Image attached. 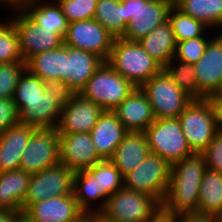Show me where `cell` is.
I'll return each instance as SVG.
<instances>
[{
	"instance_id": "cell-1",
	"label": "cell",
	"mask_w": 222,
	"mask_h": 222,
	"mask_svg": "<svg viewBox=\"0 0 222 222\" xmlns=\"http://www.w3.org/2000/svg\"><path fill=\"white\" fill-rule=\"evenodd\" d=\"M207 170L202 153H193L171 166L170 184L162 205L179 214H196L201 180Z\"/></svg>"
},
{
	"instance_id": "cell-2",
	"label": "cell",
	"mask_w": 222,
	"mask_h": 222,
	"mask_svg": "<svg viewBox=\"0 0 222 222\" xmlns=\"http://www.w3.org/2000/svg\"><path fill=\"white\" fill-rule=\"evenodd\" d=\"M76 92L63 81L45 82V90L32 101H14L19 123L36 128H56L62 109Z\"/></svg>"
},
{
	"instance_id": "cell-3",
	"label": "cell",
	"mask_w": 222,
	"mask_h": 222,
	"mask_svg": "<svg viewBox=\"0 0 222 222\" xmlns=\"http://www.w3.org/2000/svg\"><path fill=\"white\" fill-rule=\"evenodd\" d=\"M106 62L137 88L163 70L138 41H128L122 37L115 38Z\"/></svg>"
},
{
	"instance_id": "cell-4",
	"label": "cell",
	"mask_w": 222,
	"mask_h": 222,
	"mask_svg": "<svg viewBox=\"0 0 222 222\" xmlns=\"http://www.w3.org/2000/svg\"><path fill=\"white\" fill-rule=\"evenodd\" d=\"M137 87L103 62L79 94L103 110H115Z\"/></svg>"
},
{
	"instance_id": "cell-5",
	"label": "cell",
	"mask_w": 222,
	"mask_h": 222,
	"mask_svg": "<svg viewBox=\"0 0 222 222\" xmlns=\"http://www.w3.org/2000/svg\"><path fill=\"white\" fill-rule=\"evenodd\" d=\"M140 89L148 98L155 119L178 118L193 100L164 70L152 76Z\"/></svg>"
},
{
	"instance_id": "cell-6",
	"label": "cell",
	"mask_w": 222,
	"mask_h": 222,
	"mask_svg": "<svg viewBox=\"0 0 222 222\" xmlns=\"http://www.w3.org/2000/svg\"><path fill=\"white\" fill-rule=\"evenodd\" d=\"M150 152L170 166L193 154L178 118L155 119L144 131Z\"/></svg>"
},
{
	"instance_id": "cell-7",
	"label": "cell",
	"mask_w": 222,
	"mask_h": 222,
	"mask_svg": "<svg viewBox=\"0 0 222 222\" xmlns=\"http://www.w3.org/2000/svg\"><path fill=\"white\" fill-rule=\"evenodd\" d=\"M178 119L192 152L203 153L218 132L209 100H192Z\"/></svg>"
},
{
	"instance_id": "cell-8",
	"label": "cell",
	"mask_w": 222,
	"mask_h": 222,
	"mask_svg": "<svg viewBox=\"0 0 222 222\" xmlns=\"http://www.w3.org/2000/svg\"><path fill=\"white\" fill-rule=\"evenodd\" d=\"M127 29L123 39L139 41L168 20L173 6L166 0H123Z\"/></svg>"
},
{
	"instance_id": "cell-9",
	"label": "cell",
	"mask_w": 222,
	"mask_h": 222,
	"mask_svg": "<svg viewBox=\"0 0 222 222\" xmlns=\"http://www.w3.org/2000/svg\"><path fill=\"white\" fill-rule=\"evenodd\" d=\"M160 205L151 195L123 186L108 198L100 215L110 222H147Z\"/></svg>"
},
{
	"instance_id": "cell-10",
	"label": "cell",
	"mask_w": 222,
	"mask_h": 222,
	"mask_svg": "<svg viewBox=\"0 0 222 222\" xmlns=\"http://www.w3.org/2000/svg\"><path fill=\"white\" fill-rule=\"evenodd\" d=\"M171 166L150 153L133 171L123 177L124 187L151 195L162 204L170 184Z\"/></svg>"
},
{
	"instance_id": "cell-11",
	"label": "cell",
	"mask_w": 222,
	"mask_h": 222,
	"mask_svg": "<svg viewBox=\"0 0 222 222\" xmlns=\"http://www.w3.org/2000/svg\"><path fill=\"white\" fill-rule=\"evenodd\" d=\"M74 172L59 162L45 170L31 174L22 213L32 204L50 197H61L73 193Z\"/></svg>"
},
{
	"instance_id": "cell-12",
	"label": "cell",
	"mask_w": 222,
	"mask_h": 222,
	"mask_svg": "<svg viewBox=\"0 0 222 222\" xmlns=\"http://www.w3.org/2000/svg\"><path fill=\"white\" fill-rule=\"evenodd\" d=\"M60 162L57 128H38L31 136L21 159L20 169L34 174Z\"/></svg>"
},
{
	"instance_id": "cell-13",
	"label": "cell",
	"mask_w": 222,
	"mask_h": 222,
	"mask_svg": "<svg viewBox=\"0 0 222 222\" xmlns=\"http://www.w3.org/2000/svg\"><path fill=\"white\" fill-rule=\"evenodd\" d=\"M115 37L95 19L68 23L64 45L88 51L107 61Z\"/></svg>"
},
{
	"instance_id": "cell-14",
	"label": "cell",
	"mask_w": 222,
	"mask_h": 222,
	"mask_svg": "<svg viewBox=\"0 0 222 222\" xmlns=\"http://www.w3.org/2000/svg\"><path fill=\"white\" fill-rule=\"evenodd\" d=\"M10 22L17 31L23 61L64 44V39L54 32L40 30L39 26L24 12L13 11Z\"/></svg>"
},
{
	"instance_id": "cell-15",
	"label": "cell",
	"mask_w": 222,
	"mask_h": 222,
	"mask_svg": "<svg viewBox=\"0 0 222 222\" xmlns=\"http://www.w3.org/2000/svg\"><path fill=\"white\" fill-rule=\"evenodd\" d=\"M88 217L79 207L73 193L32 203L23 212L24 222L85 221Z\"/></svg>"
},
{
	"instance_id": "cell-16",
	"label": "cell",
	"mask_w": 222,
	"mask_h": 222,
	"mask_svg": "<svg viewBox=\"0 0 222 222\" xmlns=\"http://www.w3.org/2000/svg\"><path fill=\"white\" fill-rule=\"evenodd\" d=\"M210 37L203 55L193 64L199 91L206 98L214 95L222 83V32Z\"/></svg>"
},
{
	"instance_id": "cell-17",
	"label": "cell",
	"mask_w": 222,
	"mask_h": 222,
	"mask_svg": "<svg viewBox=\"0 0 222 222\" xmlns=\"http://www.w3.org/2000/svg\"><path fill=\"white\" fill-rule=\"evenodd\" d=\"M60 162L73 172L88 169L104 160L97 152L90 133L59 134Z\"/></svg>"
},
{
	"instance_id": "cell-18",
	"label": "cell",
	"mask_w": 222,
	"mask_h": 222,
	"mask_svg": "<svg viewBox=\"0 0 222 222\" xmlns=\"http://www.w3.org/2000/svg\"><path fill=\"white\" fill-rule=\"evenodd\" d=\"M104 110L76 93L62 109L57 125L58 134L90 133Z\"/></svg>"
},
{
	"instance_id": "cell-19",
	"label": "cell",
	"mask_w": 222,
	"mask_h": 222,
	"mask_svg": "<svg viewBox=\"0 0 222 222\" xmlns=\"http://www.w3.org/2000/svg\"><path fill=\"white\" fill-rule=\"evenodd\" d=\"M37 129L19 123L0 134V172L20 169L22 154Z\"/></svg>"
},
{
	"instance_id": "cell-20",
	"label": "cell",
	"mask_w": 222,
	"mask_h": 222,
	"mask_svg": "<svg viewBox=\"0 0 222 222\" xmlns=\"http://www.w3.org/2000/svg\"><path fill=\"white\" fill-rule=\"evenodd\" d=\"M113 111L128 132H144L155 120L149 100L140 88Z\"/></svg>"
},
{
	"instance_id": "cell-21",
	"label": "cell",
	"mask_w": 222,
	"mask_h": 222,
	"mask_svg": "<svg viewBox=\"0 0 222 222\" xmlns=\"http://www.w3.org/2000/svg\"><path fill=\"white\" fill-rule=\"evenodd\" d=\"M128 131L118 120L114 111L104 110L90 131L91 138L98 154L103 159H110L116 147Z\"/></svg>"
},
{
	"instance_id": "cell-22",
	"label": "cell",
	"mask_w": 222,
	"mask_h": 222,
	"mask_svg": "<svg viewBox=\"0 0 222 222\" xmlns=\"http://www.w3.org/2000/svg\"><path fill=\"white\" fill-rule=\"evenodd\" d=\"M144 132H128L109 159L124 177L150 154Z\"/></svg>"
},
{
	"instance_id": "cell-23",
	"label": "cell",
	"mask_w": 222,
	"mask_h": 222,
	"mask_svg": "<svg viewBox=\"0 0 222 222\" xmlns=\"http://www.w3.org/2000/svg\"><path fill=\"white\" fill-rule=\"evenodd\" d=\"M67 45L47 50L30 57L26 61V69L42 81H62L67 76Z\"/></svg>"
},
{
	"instance_id": "cell-24",
	"label": "cell",
	"mask_w": 222,
	"mask_h": 222,
	"mask_svg": "<svg viewBox=\"0 0 222 222\" xmlns=\"http://www.w3.org/2000/svg\"><path fill=\"white\" fill-rule=\"evenodd\" d=\"M67 76L62 81L67 83L76 93L85 86L88 79L104 62L94 53L67 46Z\"/></svg>"
},
{
	"instance_id": "cell-25",
	"label": "cell",
	"mask_w": 222,
	"mask_h": 222,
	"mask_svg": "<svg viewBox=\"0 0 222 222\" xmlns=\"http://www.w3.org/2000/svg\"><path fill=\"white\" fill-rule=\"evenodd\" d=\"M30 178L22 169L0 172V210L22 213Z\"/></svg>"
},
{
	"instance_id": "cell-26",
	"label": "cell",
	"mask_w": 222,
	"mask_h": 222,
	"mask_svg": "<svg viewBox=\"0 0 222 222\" xmlns=\"http://www.w3.org/2000/svg\"><path fill=\"white\" fill-rule=\"evenodd\" d=\"M73 194L81 210L88 216L100 214L105 209L107 202L99 195L98 182L88 169L74 172ZM95 201L100 203L96 206Z\"/></svg>"
},
{
	"instance_id": "cell-27",
	"label": "cell",
	"mask_w": 222,
	"mask_h": 222,
	"mask_svg": "<svg viewBox=\"0 0 222 222\" xmlns=\"http://www.w3.org/2000/svg\"><path fill=\"white\" fill-rule=\"evenodd\" d=\"M138 42L163 68L175 56L177 43L169 20L157 26Z\"/></svg>"
},
{
	"instance_id": "cell-28",
	"label": "cell",
	"mask_w": 222,
	"mask_h": 222,
	"mask_svg": "<svg viewBox=\"0 0 222 222\" xmlns=\"http://www.w3.org/2000/svg\"><path fill=\"white\" fill-rule=\"evenodd\" d=\"M23 11L39 26L40 30L54 32L64 39L68 21L56 0H35Z\"/></svg>"
},
{
	"instance_id": "cell-29",
	"label": "cell",
	"mask_w": 222,
	"mask_h": 222,
	"mask_svg": "<svg viewBox=\"0 0 222 222\" xmlns=\"http://www.w3.org/2000/svg\"><path fill=\"white\" fill-rule=\"evenodd\" d=\"M196 214L222 218V174L207 169L201 180Z\"/></svg>"
},
{
	"instance_id": "cell-30",
	"label": "cell",
	"mask_w": 222,
	"mask_h": 222,
	"mask_svg": "<svg viewBox=\"0 0 222 222\" xmlns=\"http://www.w3.org/2000/svg\"><path fill=\"white\" fill-rule=\"evenodd\" d=\"M175 6L209 29L222 32V0H180Z\"/></svg>"
},
{
	"instance_id": "cell-31",
	"label": "cell",
	"mask_w": 222,
	"mask_h": 222,
	"mask_svg": "<svg viewBox=\"0 0 222 222\" xmlns=\"http://www.w3.org/2000/svg\"><path fill=\"white\" fill-rule=\"evenodd\" d=\"M94 19L115 38L122 37L127 29L124 1L98 0Z\"/></svg>"
},
{
	"instance_id": "cell-32",
	"label": "cell",
	"mask_w": 222,
	"mask_h": 222,
	"mask_svg": "<svg viewBox=\"0 0 222 222\" xmlns=\"http://www.w3.org/2000/svg\"><path fill=\"white\" fill-rule=\"evenodd\" d=\"M163 70L193 100L207 99L199 91L193 64L181 62L173 57Z\"/></svg>"
},
{
	"instance_id": "cell-33",
	"label": "cell",
	"mask_w": 222,
	"mask_h": 222,
	"mask_svg": "<svg viewBox=\"0 0 222 222\" xmlns=\"http://www.w3.org/2000/svg\"><path fill=\"white\" fill-rule=\"evenodd\" d=\"M168 20L171 23L176 42L202 37L205 32H211L202 22L183 13L175 5L169 11Z\"/></svg>"
},
{
	"instance_id": "cell-34",
	"label": "cell",
	"mask_w": 222,
	"mask_h": 222,
	"mask_svg": "<svg viewBox=\"0 0 222 222\" xmlns=\"http://www.w3.org/2000/svg\"><path fill=\"white\" fill-rule=\"evenodd\" d=\"M88 170L95 176L99 185V195L106 202L111 195L124 186L123 176L109 159L98 162Z\"/></svg>"
},
{
	"instance_id": "cell-35",
	"label": "cell",
	"mask_w": 222,
	"mask_h": 222,
	"mask_svg": "<svg viewBox=\"0 0 222 222\" xmlns=\"http://www.w3.org/2000/svg\"><path fill=\"white\" fill-rule=\"evenodd\" d=\"M24 62L20 47L19 38L13 24L9 22L0 31V64Z\"/></svg>"
},
{
	"instance_id": "cell-36",
	"label": "cell",
	"mask_w": 222,
	"mask_h": 222,
	"mask_svg": "<svg viewBox=\"0 0 222 222\" xmlns=\"http://www.w3.org/2000/svg\"><path fill=\"white\" fill-rule=\"evenodd\" d=\"M68 23L94 19L98 0H56Z\"/></svg>"
},
{
	"instance_id": "cell-37",
	"label": "cell",
	"mask_w": 222,
	"mask_h": 222,
	"mask_svg": "<svg viewBox=\"0 0 222 222\" xmlns=\"http://www.w3.org/2000/svg\"><path fill=\"white\" fill-rule=\"evenodd\" d=\"M26 69V62L0 64V99H12L18 79Z\"/></svg>"
},
{
	"instance_id": "cell-38",
	"label": "cell",
	"mask_w": 222,
	"mask_h": 222,
	"mask_svg": "<svg viewBox=\"0 0 222 222\" xmlns=\"http://www.w3.org/2000/svg\"><path fill=\"white\" fill-rule=\"evenodd\" d=\"M44 90L45 82L25 69L18 79L12 99L13 101H32Z\"/></svg>"
},
{
	"instance_id": "cell-39",
	"label": "cell",
	"mask_w": 222,
	"mask_h": 222,
	"mask_svg": "<svg viewBox=\"0 0 222 222\" xmlns=\"http://www.w3.org/2000/svg\"><path fill=\"white\" fill-rule=\"evenodd\" d=\"M207 34V35H206ZM206 32L202 37H197L181 42H176L174 58L185 63L195 64L203 55L205 48L211 39Z\"/></svg>"
},
{
	"instance_id": "cell-40",
	"label": "cell",
	"mask_w": 222,
	"mask_h": 222,
	"mask_svg": "<svg viewBox=\"0 0 222 222\" xmlns=\"http://www.w3.org/2000/svg\"><path fill=\"white\" fill-rule=\"evenodd\" d=\"M202 154L204 155L207 169L222 174V132L218 131L216 133Z\"/></svg>"
},
{
	"instance_id": "cell-41",
	"label": "cell",
	"mask_w": 222,
	"mask_h": 222,
	"mask_svg": "<svg viewBox=\"0 0 222 222\" xmlns=\"http://www.w3.org/2000/svg\"><path fill=\"white\" fill-rule=\"evenodd\" d=\"M19 124V112L13 99H0V134Z\"/></svg>"
},
{
	"instance_id": "cell-42",
	"label": "cell",
	"mask_w": 222,
	"mask_h": 222,
	"mask_svg": "<svg viewBox=\"0 0 222 222\" xmlns=\"http://www.w3.org/2000/svg\"><path fill=\"white\" fill-rule=\"evenodd\" d=\"M181 214L169 211L162 204L152 213L147 222H177Z\"/></svg>"
},
{
	"instance_id": "cell-43",
	"label": "cell",
	"mask_w": 222,
	"mask_h": 222,
	"mask_svg": "<svg viewBox=\"0 0 222 222\" xmlns=\"http://www.w3.org/2000/svg\"><path fill=\"white\" fill-rule=\"evenodd\" d=\"M177 222H220L219 218L192 214H181Z\"/></svg>"
},
{
	"instance_id": "cell-44",
	"label": "cell",
	"mask_w": 222,
	"mask_h": 222,
	"mask_svg": "<svg viewBox=\"0 0 222 222\" xmlns=\"http://www.w3.org/2000/svg\"><path fill=\"white\" fill-rule=\"evenodd\" d=\"M35 0H0V4L9 8L10 11H23ZM11 8V9H10Z\"/></svg>"
},
{
	"instance_id": "cell-45",
	"label": "cell",
	"mask_w": 222,
	"mask_h": 222,
	"mask_svg": "<svg viewBox=\"0 0 222 222\" xmlns=\"http://www.w3.org/2000/svg\"><path fill=\"white\" fill-rule=\"evenodd\" d=\"M212 105L218 131L222 132V99H208Z\"/></svg>"
},
{
	"instance_id": "cell-46",
	"label": "cell",
	"mask_w": 222,
	"mask_h": 222,
	"mask_svg": "<svg viewBox=\"0 0 222 222\" xmlns=\"http://www.w3.org/2000/svg\"><path fill=\"white\" fill-rule=\"evenodd\" d=\"M0 222H24L23 213L10 210H0Z\"/></svg>"
},
{
	"instance_id": "cell-47",
	"label": "cell",
	"mask_w": 222,
	"mask_h": 222,
	"mask_svg": "<svg viewBox=\"0 0 222 222\" xmlns=\"http://www.w3.org/2000/svg\"><path fill=\"white\" fill-rule=\"evenodd\" d=\"M207 99H222V83L219 89L215 92V94L208 97Z\"/></svg>"
},
{
	"instance_id": "cell-48",
	"label": "cell",
	"mask_w": 222,
	"mask_h": 222,
	"mask_svg": "<svg viewBox=\"0 0 222 222\" xmlns=\"http://www.w3.org/2000/svg\"><path fill=\"white\" fill-rule=\"evenodd\" d=\"M94 222H110L104 219L100 214L89 216Z\"/></svg>"
},
{
	"instance_id": "cell-49",
	"label": "cell",
	"mask_w": 222,
	"mask_h": 222,
	"mask_svg": "<svg viewBox=\"0 0 222 222\" xmlns=\"http://www.w3.org/2000/svg\"><path fill=\"white\" fill-rule=\"evenodd\" d=\"M7 21L0 20V31L10 22L9 18H7Z\"/></svg>"
},
{
	"instance_id": "cell-50",
	"label": "cell",
	"mask_w": 222,
	"mask_h": 222,
	"mask_svg": "<svg viewBox=\"0 0 222 222\" xmlns=\"http://www.w3.org/2000/svg\"><path fill=\"white\" fill-rule=\"evenodd\" d=\"M169 3H171L172 5H175L177 2H179L180 0H166Z\"/></svg>"
},
{
	"instance_id": "cell-51",
	"label": "cell",
	"mask_w": 222,
	"mask_h": 222,
	"mask_svg": "<svg viewBox=\"0 0 222 222\" xmlns=\"http://www.w3.org/2000/svg\"><path fill=\"white\" fill-rule=\"evenodd\" d=\"M84 222H94L90 217H88Z\"/></svg>"
}]
</instances>
